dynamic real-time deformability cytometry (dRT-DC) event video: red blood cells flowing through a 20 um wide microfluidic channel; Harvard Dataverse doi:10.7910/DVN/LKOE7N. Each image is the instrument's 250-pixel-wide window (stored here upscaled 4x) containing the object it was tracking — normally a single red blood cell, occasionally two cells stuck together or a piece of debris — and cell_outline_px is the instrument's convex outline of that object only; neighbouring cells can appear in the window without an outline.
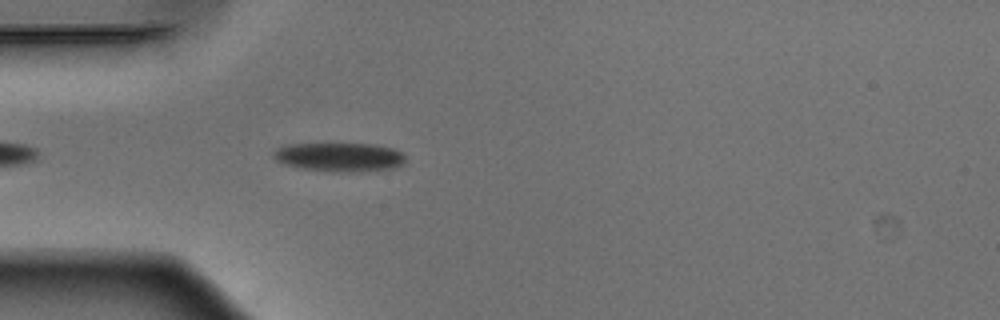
{"species": "Egyptian fruit bat (a non-hibernating species)", "species_latin": "Rousettus aegyptiacus", "temperature_condition": "warm", "stored_images_in_passage": 10, "camera_frame_rate_fps": 3000, "um_per_image_px": 0.085, "animal": {"sex": "male"}, "frame": {"image": 1, "passage_image": 4, "time_ms": 1.0, "image_size_px": [1000, 320], "cell_outline_px": [[404, 160], [400, 164], [392, 168], [304, 168], [284, 164], [276, 160], [272, 152], [276, 148], [288, 144], [376, 144], [392, 148], [400, 152], [404, 156]], "centroid_in_image_um": [28.77, 13.26], "position_along_channel_um": 56.2, "area_um2": 20.4}}
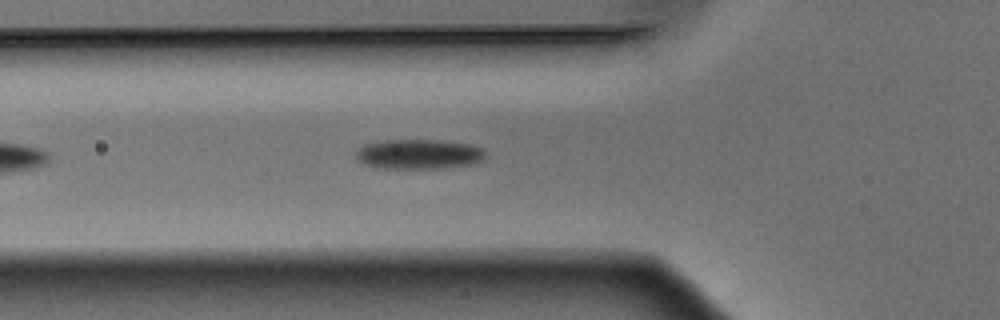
{"frame": {"image": 2, "passage_image": 7, "time_ms": 2.0, "image_size_px": [1000, 320], "cell_outline_px": [[484, 156], [480, 160], [472, 164], [444, 168], [376, 168], [364, 164], [356, 160], [356, 152], [364, 144], [384, 140], [440, 140], [468, 144], [480, 148], [484, 152]], "centroid_in_image_um": [35.53, 13.11], "position_along_channel_um": 90.3, "area_um2": 22.37}}